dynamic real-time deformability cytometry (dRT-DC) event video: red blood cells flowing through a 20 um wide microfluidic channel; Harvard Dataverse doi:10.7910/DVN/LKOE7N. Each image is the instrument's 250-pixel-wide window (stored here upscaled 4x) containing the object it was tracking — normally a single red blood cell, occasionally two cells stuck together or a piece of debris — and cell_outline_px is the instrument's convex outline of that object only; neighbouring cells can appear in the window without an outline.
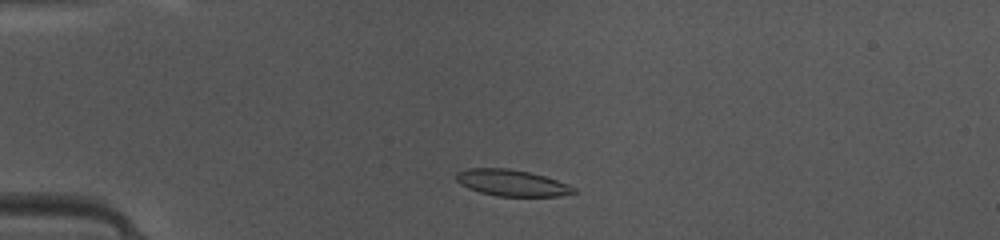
{"species": "common noctule bat (a hibernating species)", "species_latin": "Nyctalus noctula", "temperature_condition": "warm", "stored_images_in_passage": 43, "camera_frame_rate_fps": 3000, "um_per_image_px": 0.085, "animal": {"sex": "female", "body_mass_g": 10.0, "forearm_length_mm": 53.1}, "frame": {"image": 1, "passage_image": 7, "time_ms": 2.0, "image_size_px": [1000, 240], "cell_outline_px": [[576, 192], [560, 196], [496, 196], [480, 192], [468, 188], [460, 184], [456, 180], [456, 172], [468, 168], [508, 168], [528, 172], [544, 176], [568, 184], [576, 188]], "centroid_in_image_um": [43.48, 15.54], "position_along_channel_um": 41.5, "area_um2": 18.03}}
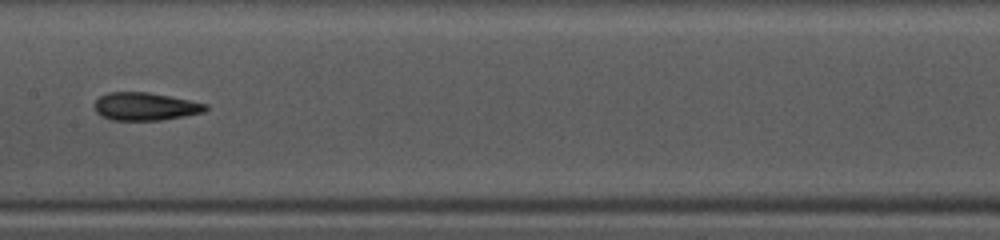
{"frame": {"image": 2, "passage_image": 20, "time_ms": 6.333, "image_size_px": [1000, 240], "cell_outline_px": [[208, 108], [204, 112], [184, 116], [160, 120], [112, 120], [100, 116], [96, 112], [92, 104], [100, 96], [108, 92], [148, 92], [208, 104]], "centroid_in_image_um": [12.3, 9.05], "position_along_channel_um": 195.1, "area_um2": 18.09}}
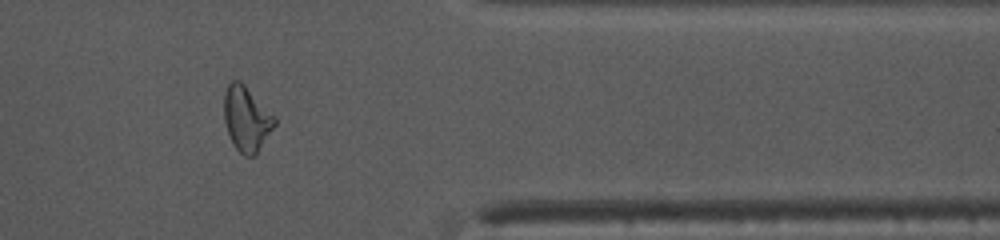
{"frame": {"image": 3, "passage_image": 35, "time_ms": 11.333, "image_size_px": [1000, 240], "cell_outline_px": [[276, 124], [256, 156], [244, 156], [236, 148], [228, 132], [224, 120], [224, 92], [228, 84], [232, 80], [240, 80], [276, 116]], "centroid_in_image_um": [20.97, 10.09], "position_along_channel_um": 390.4, "area_um2": 19.25}, "authors_computed_cell_mechanics": {"area_um2": 18.2648, "velocity_mm_per_s": 4.1576, "shape_relaxation_time_tau1_ms": 6.0248, "shape_relaxation_time_tau2_ms": 1.9951, "deformation_change_tau1": 0.1759, "deformation_change_tau2": 0.1027}}